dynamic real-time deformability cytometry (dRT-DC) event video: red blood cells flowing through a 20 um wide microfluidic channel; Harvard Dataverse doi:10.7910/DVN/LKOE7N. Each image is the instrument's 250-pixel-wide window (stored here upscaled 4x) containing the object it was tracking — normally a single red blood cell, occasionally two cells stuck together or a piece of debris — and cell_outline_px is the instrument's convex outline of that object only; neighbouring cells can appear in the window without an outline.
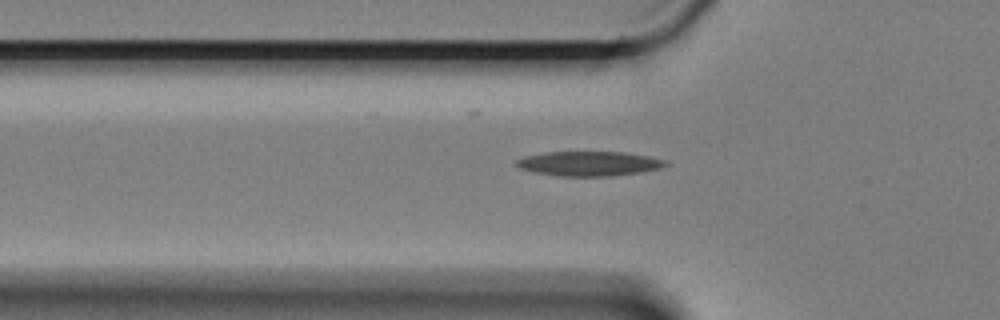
{"species": "Egyptian fruit bat (a non-hibernating species)", "species_latin": "Rousettus aegyptiacus", "temperature_condition": "cold", "stored_images_in_passage": 45, "camera_frame_rate_fps": 3000, "um_per_image_px": 0.085, "animal": {"sex": "female"}, "frame": {"image": 1, "passage_image": 8, "time_ms": 2.333, "image_size_px": [1000, 320], "cell_outline_px": [[668, 164], [660, 168], [640, 172], [612, 176], [556, 176], [532, 172], [520, 168], [516, 164], [516, 160], [528, 156], [544, 152], [624, 152], [648, 156], [664, 160]], "centroid_in_image_um": [50.05, 13.91], "position_along_channel_um": 75.7, "area_um2": 21.27}}
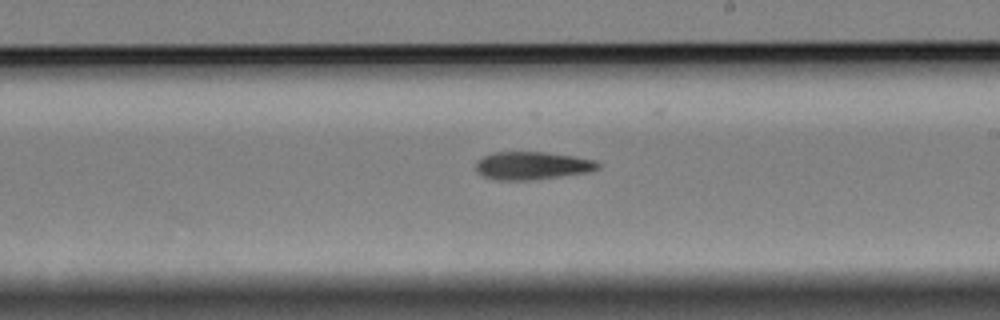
{"frame": {"image": 2, "passage_image": 23, "time_ms": 7.333, "image_size_px": [1000, 320], "cell_outline_px": [[600, 168], [588, 172], [528, 180], [496, 180], [484, 176], [476, 168], [476, 160], [492, 152], [544, 152], [576, 156], [596, 160], [600, 164]], "centroid_in_image_um": [45.25, 14.06], "position_along_channel_um": 243.7, "area_um2": 19.77}}
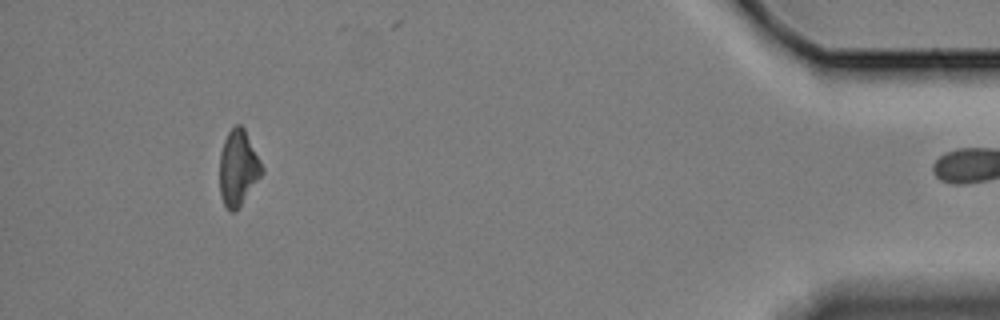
{"frame": {"image": 3, "passage_image": 44, "time_ms": 14.333, "image_size_px": [1000, 320], "cell_outline_px": [[264, 172], [240, 204], [232, 212], [224, 204], [220, 196], [220, 152], [224, 140], [228, 132], [236, 124], [240, 124], [244, 128], [264, 168]], "centroid_in_image_um": [20.24, 14.23], "position_along_channel_um": 415.0, "area_um2": 18.26}}